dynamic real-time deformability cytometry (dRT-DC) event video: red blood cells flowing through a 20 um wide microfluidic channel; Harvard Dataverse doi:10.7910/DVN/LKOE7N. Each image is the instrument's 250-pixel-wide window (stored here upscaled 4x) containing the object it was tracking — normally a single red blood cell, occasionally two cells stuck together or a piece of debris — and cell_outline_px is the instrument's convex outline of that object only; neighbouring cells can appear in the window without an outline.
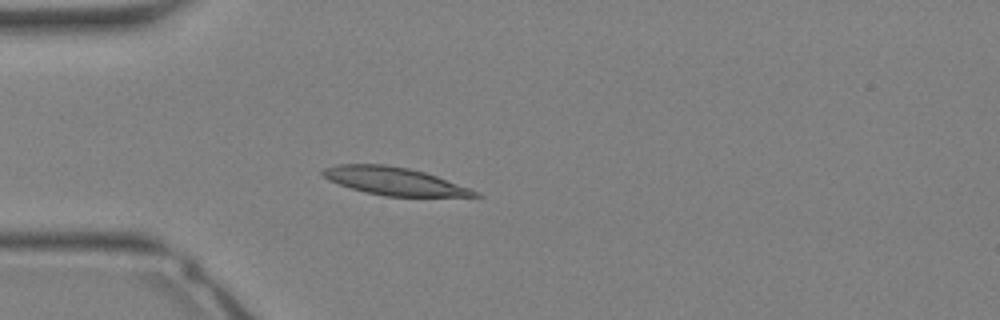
{"species": "Egyptian fruit bat (a non-hibernating species)", "species_latin": "Rousettus aegyptiacus", "temperature_condition": "warm", "stored_images_in_passage": 12, "camera_frame_rate_fps": 3000, "um_per_image_px": 0.085, "animal": {"sex": "female"}, "frame": {"image": 1, "passage_image": 9, "time_ms": 2.667, "image_size_px": [1000, 320], "cell_outline_px": [[484, 196], [384, 196], [364, 192], [328, 180], [320, 172], [324, 168], [336, 164], [384, 164], [408, 168], [424, 172], [436, 176], [480, 192]], "centroid_in_image_um": [33.48, 15.39], "position_along_channel_um": 51.5, "area_um2": 24.39}}
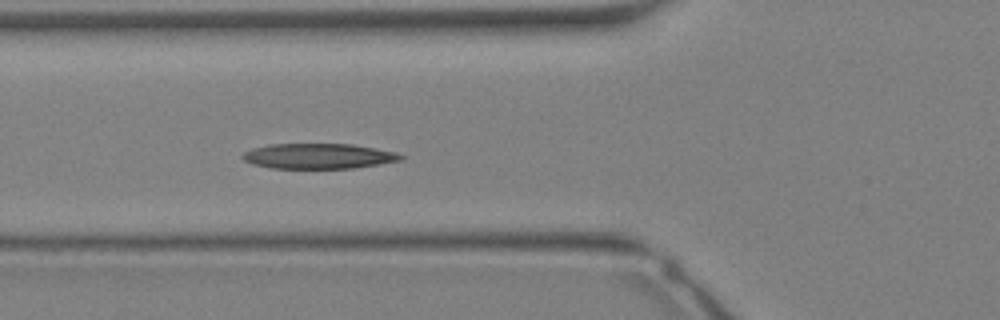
{"frame": {"image": 2, "passage_image": 12, "time_ms": 3.667, "image_size_px": [1000, 320], "cell_outline_px": [[404, 160], [356, 168], [272, 168], [252, 164], [244, 160], [240, 156], [244, 152], [252, 148], [268, 144], [352, 144], [396, 152], [404, 156]], "centroid_in_image_um": [27.08, 13.27], "position_along_channel_um": 98.7, "area_um2": 23.41}}